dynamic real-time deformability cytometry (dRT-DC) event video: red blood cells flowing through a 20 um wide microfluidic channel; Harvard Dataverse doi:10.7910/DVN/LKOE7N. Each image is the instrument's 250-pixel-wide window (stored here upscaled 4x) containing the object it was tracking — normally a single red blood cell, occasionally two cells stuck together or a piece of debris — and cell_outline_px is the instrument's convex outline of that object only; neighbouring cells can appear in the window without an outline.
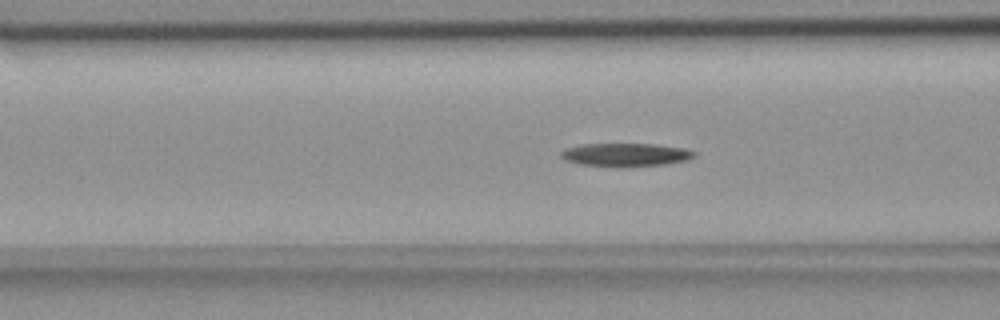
{"species": "common noctule bat (a hibernating species)", "species_latin": "Nyctalus noctula", "temperature_condition": "room temperature", "stored_images_in_passage": 46, "camera_frame_rate_fps": 3000, "um_per_image_px": 0.085, "animal": {"sex": "female", "body_mass_g": 18.4}, "frame": {"image": 1, "passage_image": 12, "time_ms": 3.667, "image_size_px": [1000, 320], "cell_outline_px": [[696, 152], [692, 156], [684, 160], [660, 164], [616, 168], [580, 164], [564, 160], [560, 156], [560, 152], [564, 148], [580, 144], [652, 144], [680, 148]], "centroid_in_image_um": [53.02, 13.16], "position_along_channel_um": 113.6, "area_um2": 17.92}}
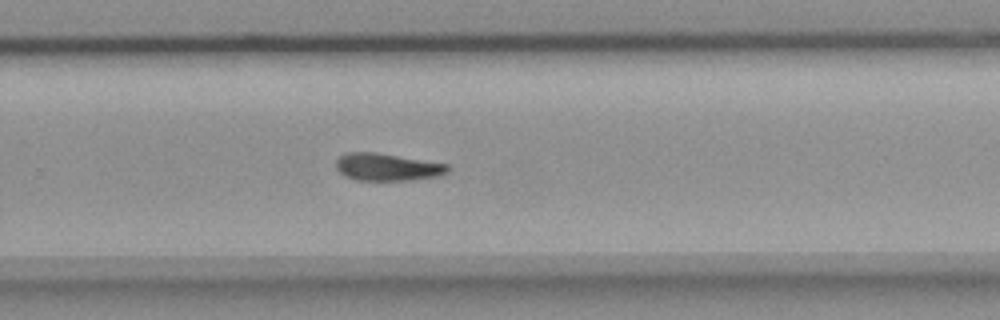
{"frame": {"image": 2, "passage_image": 27, "time_ms": 8.667, "image_size_px": [1000, 320], "cell_outline_px": [[452, 168], [448, 172], [436, 176], [408, 180], [356, 180], [344, 176], [336, 168], [336, 160], [340, 156], [348, 152], [376, 152], [448, 164]], "centroid_in_image_um": [32.91, 14.19], "position_along_channel_um": 296.9, "area_um2": 17.8}}
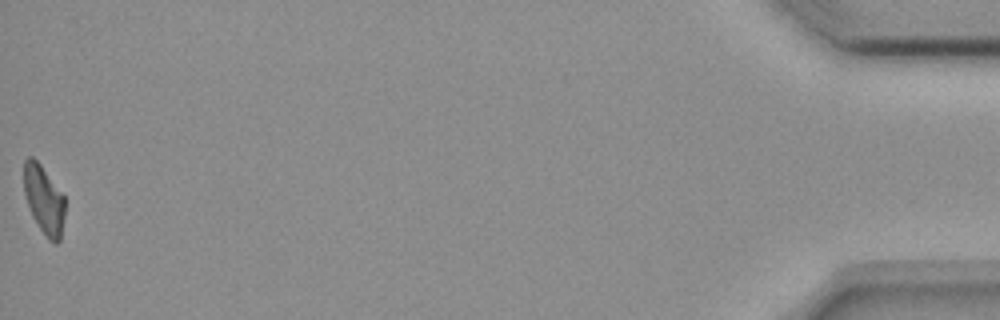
{"frame": {"image": 3, "passage_image": 46, "time_ms": 15.0, "image_size_px": [1000, 320], "cell_outline_px": [[64, 216], [60, 240], [56, 244], [48, 240], [32, 216], [24, 192], [24, 160], [28, 156], [32, 156], [40, 164], [64, 196]], "centroid_in_image_um": [3.72, 16.98], "position_along_channel_um": 431.5, "area_um2": 16.18}}